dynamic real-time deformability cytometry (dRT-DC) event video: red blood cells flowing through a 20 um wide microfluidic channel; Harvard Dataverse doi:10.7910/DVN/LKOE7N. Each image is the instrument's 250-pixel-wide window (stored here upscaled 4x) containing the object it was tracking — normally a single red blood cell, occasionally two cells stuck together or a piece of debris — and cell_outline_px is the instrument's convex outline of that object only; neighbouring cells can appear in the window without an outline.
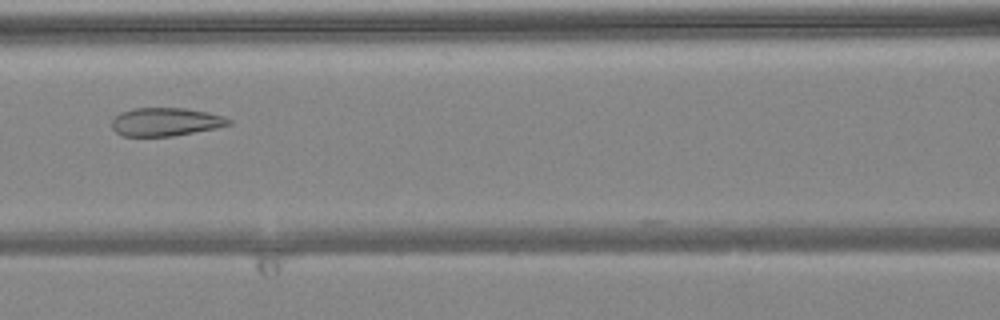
{"species": "common noctule bat (a hibernating species)", "species_latin": "Nyctalus noctula", "temperature_condition": "warm", "stored_images_in_passage": 6, "camera_frame_rate_fps": 3000, "um_per_image_px": 0.085, "animal": {"sex": "female", "body_mass_g": 24.6, "forearm_length_mm": 56.2}, "frame": {"image": 1, "passage_image": 6, "time_ms": 1.667, "image_size_px": [1000, 320], "cell_outline_px": [[232, 124], [216, 128], [172, 136], [120, 136], [112, 128], [112, 120], [120, 112], [136, 108], [184, 108], [208, 112], [224, 116], [232, 120]], "centroid_in_image_um": [14.09, 10.36], "position_along_channel_um": 152.5, "area_um2": 19.31}}